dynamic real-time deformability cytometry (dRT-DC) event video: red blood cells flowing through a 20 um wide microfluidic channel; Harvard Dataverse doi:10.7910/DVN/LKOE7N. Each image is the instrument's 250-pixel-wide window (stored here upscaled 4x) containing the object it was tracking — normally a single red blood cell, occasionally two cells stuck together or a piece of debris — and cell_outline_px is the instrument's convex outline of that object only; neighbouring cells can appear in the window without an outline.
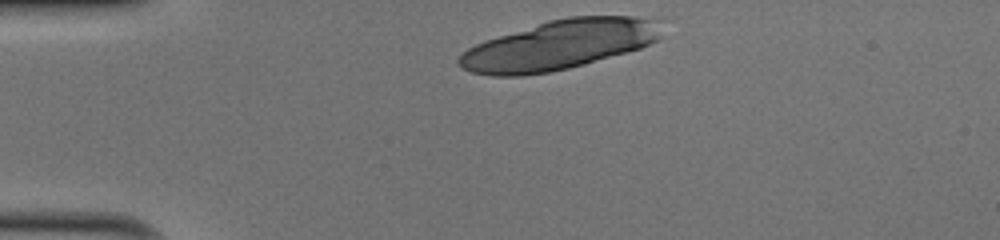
{"species": "human", "species_latin": "Homo sapiens", "temperature_condition": "cold", "stored_images_in_passage": 9, "camera_frame_rate_fps": 3000, "um_per_image_px": 0.085, "donor": {"sex": "male"}, "frame": {"image": 1, "passage_image": 1, "time_ms": 0.0, "image_size_px": [1000, 240], "cell_outline_px": [[668, 20], [660, 40], [640, 48], [628, 52], [584, 64], [568, 68], [548, 72], [524, 76], [492, 76], [472, 72], [460, 68], [456, 64], [456, 60], [468, 48], [484, 40], [548, 20], [568, 16], [668, 16]], "centroid_in_image_um": [47.7, 3.78], "position_along_channel_um": 37.3, "area_um2": 59.88}}